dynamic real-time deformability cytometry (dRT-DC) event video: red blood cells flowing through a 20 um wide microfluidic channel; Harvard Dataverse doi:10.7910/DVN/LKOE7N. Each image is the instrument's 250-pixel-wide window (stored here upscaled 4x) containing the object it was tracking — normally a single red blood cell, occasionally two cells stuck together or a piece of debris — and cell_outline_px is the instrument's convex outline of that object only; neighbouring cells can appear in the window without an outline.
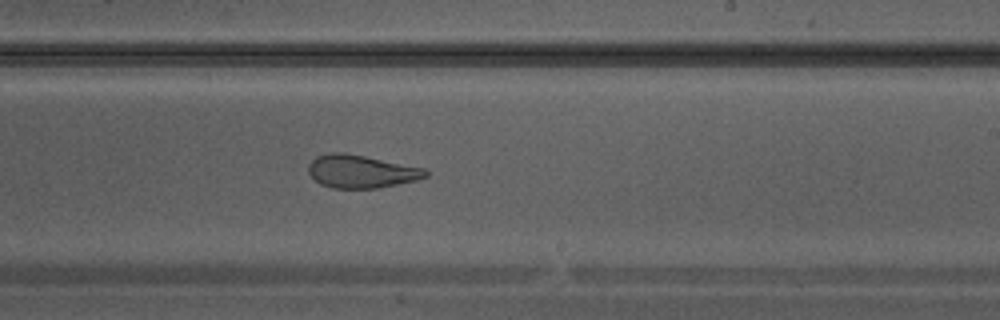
{"species": "Egyptian fruit bat (a non-hibernating species)", "species_latin": "Rousettus aegyptiacus", "temperature_condition": "warm", "stored_images_in_passage": 28, "camera_frame_rate_fps": 3000, "um_per_image_px": 0.085, "animal": {"sex": "male"}, "frame": {"image": 1, "passage_image": 16, "time_ms": 5.0, "image_size_px": [1000, 320], "cell_outline_px": [[428, 176], [416, 180], [376, 188], [332, 188], [320, 184], [308, 172], [308, 164], [316, 156], [332, 152], [344, 152], [424, 168], [428, 172]], "centroid_in_image_um": [30.67, 14.57], "position_along_channel_um": 258.3, "area_um2": 22.31}}